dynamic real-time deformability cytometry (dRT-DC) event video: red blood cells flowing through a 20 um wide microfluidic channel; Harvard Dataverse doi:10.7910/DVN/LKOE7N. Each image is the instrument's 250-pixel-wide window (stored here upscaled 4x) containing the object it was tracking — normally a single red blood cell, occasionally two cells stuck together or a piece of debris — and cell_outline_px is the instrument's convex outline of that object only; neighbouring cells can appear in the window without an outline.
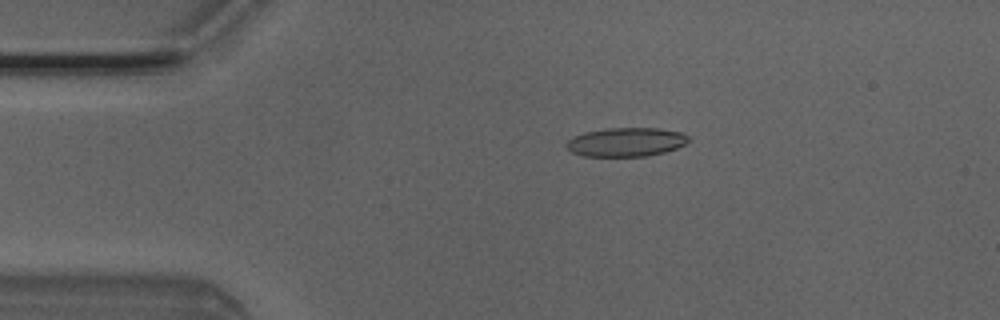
{"species": "Egyptian fruit bat (a non-hibernating species)", "species_latin": "Rousettus aegyptiacus", "temperature_condition": "room temperature", "stored_images_in_passage": 2, "camera_frame_rate_fps": 3000, "um_per_image_px": 0.085, "animal": {"sex": "male"}, "frame": {"image": 1, "passage_image": 1, "time_ms": 0.0, "image_size_px": [1000, 320], "cell_outline_px": [[688, 140], [684, 144], [676, 148], [664, 152], [648, 156], [584, 156], [572, 152], [564, 144], [568, 140], [584, 132], [604, 128], [660, 128], [684, 132], [688, 136]], "centroid_in_image_um": [53.22, 12.06], "position_along_channel_um": 31.8, "area_um2": 20.58}}
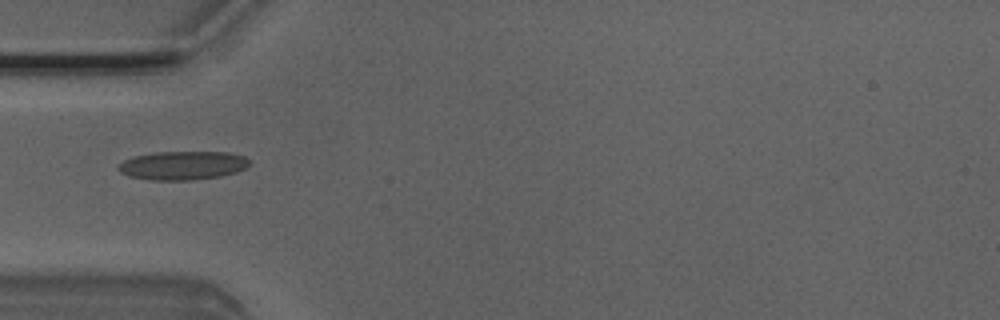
{"frame": {"image": 2, "passage_image": 2, "time_ms": 0.333, "image_size_px": [1000, 320], "cell_outline_px": [[248, 164], [244, 168], [236, 172], [220, 176], [192, 180], [152, 180], [128, 176], [120, 172], [116, 168], [124, 160], [132, 156], [156, 152], [228, 152], [244, 156], [248, 160]], "centroid_in_image_um": [15.48, 14.06], "position_along_channel_um": 69.5, "area_um2": 21.85}}